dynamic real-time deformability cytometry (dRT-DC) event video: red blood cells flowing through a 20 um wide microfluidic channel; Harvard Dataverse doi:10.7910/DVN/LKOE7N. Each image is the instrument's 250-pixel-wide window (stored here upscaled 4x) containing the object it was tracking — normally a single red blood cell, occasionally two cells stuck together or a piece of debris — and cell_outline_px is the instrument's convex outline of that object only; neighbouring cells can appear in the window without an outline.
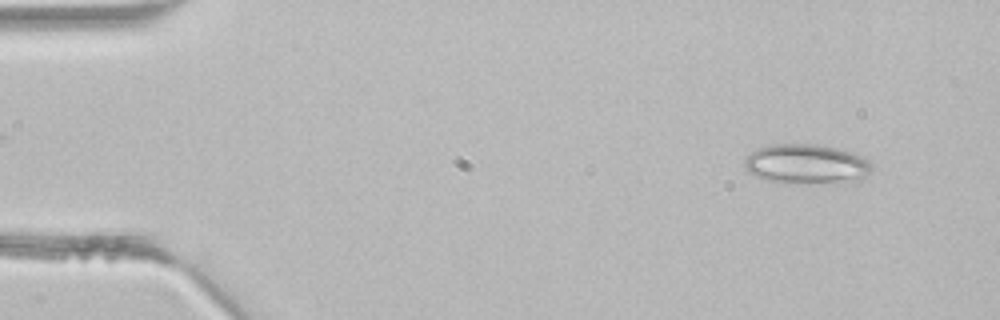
{"species": "common noctule bat (a hibernating species)", "species_latin": "Nyctalus noctula", "temperature_condition": "room temperature", "stored_images_in_passage": 2, "camera_frame_rate_fps": 3000, "um_per_image_px": 0.085, "animal": {"sex": "male", "body_mass_g": 21.5, "forearm_length_mm": 52.0}, "frame": {"image": 1, "passage_image": 2, "time_ms": 0.333, "image_size_px": [1000, 320], "cell_outline_px": [[872, 168], [860, 180], [808, 184], [768, 180], [756, 176], [748, 172], [744, 168], [744, 156], [748, 152], [756, 148], [776, 144], [812, 144], [836, 148], [852, 152], [868, 160], [872, 164]], "centroid_in_image_um": [68.48, 13.94], "position_along_channel_um": 16.5, "area_um2": 29.42}}